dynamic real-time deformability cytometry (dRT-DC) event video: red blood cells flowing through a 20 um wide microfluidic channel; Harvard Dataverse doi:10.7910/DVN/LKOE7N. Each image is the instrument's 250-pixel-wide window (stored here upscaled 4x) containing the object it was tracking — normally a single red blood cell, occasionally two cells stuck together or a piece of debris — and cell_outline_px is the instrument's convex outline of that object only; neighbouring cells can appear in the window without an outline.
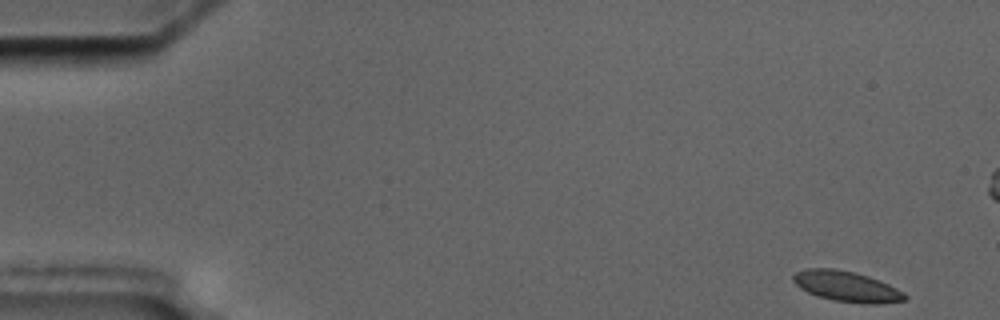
{"species": "common noctule bat (a hibernating species)", "species_latin": "Nyctalus noctula", "temperature_condition": "cold", "stored_images_in_passage": 6, "camera_frame_rate_fps": 3000, "um_per_image_px": 0.085, "animal": {"sex": "male", "body_mass_g": 17.5, "forearm_length_mm": 52.3}, "frame": {"image": 1, "passage_image": 1, "time_ms": 0.0, "image_size_px": [1000, 320], "cell_outline_px": [[908, 296], [904, 300], [876, 304], [868, 304], [832, 300], [816, 296], [800, 288], [792, 280], [792, 276], [796, 272], [804, 268], [836, 268], [856, 272], [868, 276], [888, 284], [904, 292]], "centroid_in_image_um": [71.93, 24.33], "position_along_channel_um": 13.1, "area_um2": 19.94}}
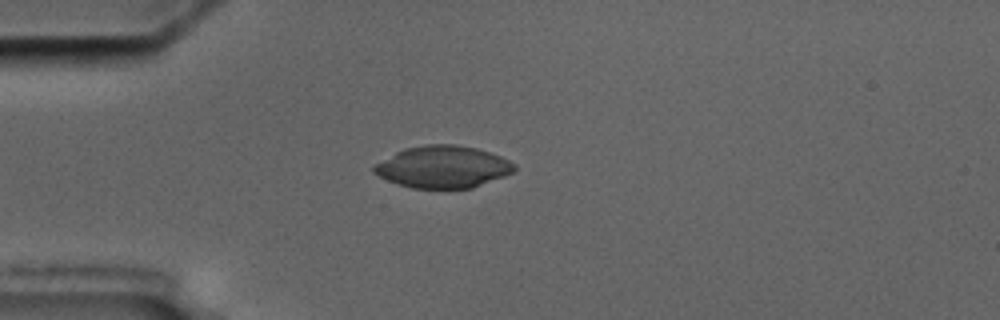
{"frame": {"image": 2, "passage_image": 6, "time_ms": 7.0, "image_size_px": [1000, 320], "cell_outline_px": [[516, 168], [512, 172], [504, 176], [472, 188], [412, 188], [388, 180], [372, 172], [372, 168], [376, 164], [396, 152], [404, 148], [424, 144], [456, 144], [476, 148], [500, 156], [516, 164]], "centroid_in_image_um": [37.65, 14.17], "position_along_channel_um": 47.3, "area_um2": 34.16}}